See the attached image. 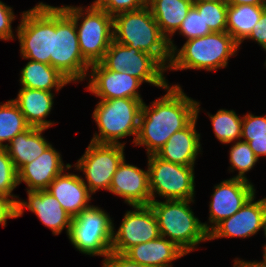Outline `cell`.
Here are the masks:
<instances>
[{"label": "cell", "mask_w": 266, "mask_h": 267, "mask_svg": "<svg viewBox=\"0 0 266 267\" xmlns=\"http://www.w3.org/2000/svg\"><path fill=\"white\" fill-rule=\"evenodd\" d=\"M165 89L167 93L152 105L142 104L134 145H144L147 156L156 154L173 133L184 129L197 117V101L188 97L180 85L168 84Z\"/></svg>", "instance_id": "1"}, {"label": "cell", "mask_w": 266, "mask_h": 267, "mask_svg": "<svg viewBox=\"0 0 266 267\" xmlns=\"http://www.w3.org/2000/svg\"><path fill=\"white\" fill-rule=\"evenodd\" d=\"M113 40L154 56L168 70L171 62L168 39L161 33L148 5L114 15Z\"/></svg>", "instance_id": "2"}, {"label": "cell", "mask_w": 266, "mask_h": 267, "mask_svg": "<svg viewBox=\"0 0 266 267\" xmlns=\"http://www.w3.org/2000/svg\"><path fill=\"white\" fill-rule=\"evenodd\" d=\"M171 51L169 70L205 69L217 71L225 68L228 59L238 52L239 44L226 32H212L203 37L188 40L177 49L172 39L168 40Z\"/></svg>", "instance_id": "3"}, {"label": "cell", "mask_w": 266, "mask_h": 267, "mask_svg": "<svg viewBox=\"0 0 266 267\" xmlns=\"http://www.w3.org/2000/svg\"><path fill=\"white\" fill-rule=\"evenodd\" d=\"M194 200H165L150 202L159 226L160 236L167 237L186 254L200 242L209 241L203 223L190 208Z\"/></svg>", "instance_id": "4"}, {"label": "cell", "mask_w": 266, "mask_h": 267, "mask_svg": "<svg viewBox=\"0 0 266 267\" xmlns=\"http://www.w3.org/2000/svg\"><path fill=\"white\" fill-rule=\"evenodd\" d=\"M143 99L116 98L100 100L93 111L99 134L95 133L92 142L101 144H122L119 142L127 136L137 138L139 118L142 110Z\"/></svg>", "instance_id": "5"}, {"label": "cell", "mask_w": 266, "mask_h": 267, "mask_svg": "<svg viewBox=\"0 0 266 267\" xmlns=\"http://www.w3.org/2000/svg\"><path fill=\"white\" fill-rule=\"evenodd\" d=\"M51 66L73 83L84 81L90 69L80 50L75 22L60 6H53Z\"/></svg>", "instance_id": "6"}, {"label": "cell", "mask_w": 266, "mask_h": 267, "mask_svg": "<svg viewBox=\"0 0 266 267\" xmlns=\"http://www.w3.org/2000/svg\"><path fill=\"white\" fill-rule=\"evenodd\" d=\"M62 8L75 22L83 58L90 65L99 63L113 41V16L93 3L85 11L80 6L63 5Z\"/></svg>", "instance_id": "7"}, {"label": "cell", "mask_w": 266, "mask_h": 267, "mask_svg": "<svg viewBox=\"0 0 266 267\" xmlns=\"http://www.w3.org/2000/svg\"><path fill=\"white\" fill-rule=\"evenodd\" d=\"M20 16L16 30L22 58L51 65L53 6L39 2Z\"/></svg>", "instance_id": "8"}, {"label": "cell", "mask_w": 266, "mask_h": 267, "mask_svg": "<svg viewBox=\"0 0 266 267\" xmlns=\"http://www.w3.org/2000/svg\"><path fill=\"white\" fill-rule=\"evenodd\" d=\"M114 228L109 214L91 205L72 218L68 238L81 253L105 257L111 253Z\"/></svg>", "instance_id": "9"}, {"label": "cell", "mask_w": 266, "mask_h": 267, "mask_svg": "<svg viewBox=\"0 0 266 267\" xmlns=\"http://www.w3.org/2000/svg\"><path fill=\"white\" fill-rule=\"evenodd\" d=\"M147 158L152 201H155L156 194L166 200H194L195 166L167 162L155 154Z\"/></svg>", "instance_id": "10"}, {"label": "cell", "mask_w": 266, "mask_h": 267, "mask_svg": "<svg viewBox=\"0 0 266 267\" xmlns=\"http://www.w3.org/2000/svg\"><path fill=\"white\" fill-rule=\"evenodd\" d=\"M100 63L108 70L125 72L142 83L165 88L168 82L164 76L167 70L154 56L112 41Z\"/></svg>", "instance_id": "11"}, {"label": "cell", "mask_w": 266, "mask_h": 267, "mask_svg": "<svg viewBox=\"0 0 266 267\" xmlns=\"http://www.w3.org/2000/svg\"><path fill=\"white\" fill-rule=\"evenodd\" d=\"M124 145L101 144L90 141L84 155L75 163V170L82 171L87 182L83 183L91 193L99 189L109 191L113 175L125 159Z\"/></svg>", "instance_id": "12"}, {"label": "cell", "mask_w": 266, "mask_h": 267, "mask_svg": "<svg viewBox=\"0 0 266 267\" xmlns=\"http://www.w3.org/2000/svg\"><path fill=\"white\" fill-rule=\"evenodd\" d=\"M126 211L122 223L113 231L111 252L124 254L132 246L149 242L160 236L156 215L148 206H133Z\"/></svg>", "instance_id": "13"}, {"label": "cell", "mask_w": 266, "mask_h": 267, "mask_svg": "<svg viewBox=\"0 0 266 267\" xmlns=\"http://www.w3.org/2000/svg\"><path fill=\"white\" fill-rule=\"evenodd\" d=\"M255 193L251 182L234 177L214 186L209 202L208 220L211 224L203 223L205 230L209 233L222 220L234 215Z\"/></svg>", "instance_id": "14"}, {"label": "cell", "mask_w": 266, "mask_h": 267, "mask_svg": "<svg viewBox=\"0 0 266 267\" xmlns=\"http://www.w3.org/2000/svg\"><path fill=\"white\" fill-rule=\"evenodd\" d=\"M253 195L239 211L218 223L209 233L208 239L247 238L263 229L266 217V197L255 201Z\"/></svg>", "instance_id": "15"}, {"label": "cell", "mask_w": 266, "mask_h": 267, "mask_svg": "<svg viewBox=\"0 0 266 267\" xmlns=\"http://www.w3.org/2000/svg\"><path fill=\"white\" fill-rule=\"evenodd\" d=\"M89 73L88 91L100 100L116 98L142 99L137 91L142 82L125 72H116L106 69L100 62L91 64Z\"/></svg>", "instance_id": "16"}, {"label": "cell", "mask_w": 266, "mask_h": 267, "mask_svg": "<svg viewBox=\"0 0 266 267\" xmlns=\"http://www.w3.org/2000/svg\"><path fill=\"white\" fill-rule=\"evenodd\" d=\"M28 200L18 199L15 218L23 216L24 208L33 212L52 234L59 235L66 227L69 235L72 217L62 208L58 200L47 190L27 191Z\"/></svg>", "instance_id": "17"}, {"label": "cell", "mask_w": 266, "mask_h": 267, "mask_svg": "<svg viewBox=\"0 0 266 267\" xmlns=\"http://www.w3.org/2000/svg\"><path fill=\"white\" fill-rule=\"evenodd\" d=\"M109 192L124 198L130 206L150 205L149 173L124 159L113 175Z\"/></svg>", "instance_id": "18"}, {"label": "cell", "mask_w": 266, "mask_h": 267, "mask_svg": "<svg viewBox=\"0 0 266 267\" xmlns=\"http://www.w3.org/2000/svg\"><path fill=\"white\" fill-rule=\"evenodd\" d=\"M71 167L69 163L64 166L61 154L51 144L39 157L18 171V183L24 182L27 191L46 190L59 174Z\"/></svg>", "instance_id": "19"}, {"label": "cell", "mask_w": 266, "mask_h": 267, "mask_svg": "<svg viewBox=\"0 0 266 267\" xmlns=\"http://www.w3.org/2000/svg\"><path fill=\"white\" fill-rule=\"evenodd\" d=\"M199 111L200 103L197 101V117L187 127L173 133L157 151V157L184 166L195 165L197 155L201 152L200 134L195 129Z\"/></svg>", "instance_id": "20"}, {"label": "cell", "mask_w": 266, "mask_h": 267, "mask_svg": "<svg viewBox=\"0 0 266 267\" xmlns=\"http://www.w3.org/2000/svg\"><path fill=\"white\" fill-rule=\"evenodd\" d=\"M72 217H77L84 209L90 207L92 193L83 183V178L72 173L59 174L46 189Z\"/></svg>", "instance_id": "21"}, {"label": "cell", "mask_w": 266, "mask_h": 267, "mask_svg": "<svg viewBox=\"0 0 266 267\" xmlns=\"http://www.w3.org/2000/svg\"><path fill=\"white\" fill-rule=\"evenodd\" d=\"M124 255L146 267H172V261L186 253L163 236L129 248Z\"/></svg>", "instance_id": "22"}, {"label": "cell", "mask_w": 266, "mask_h": 267, "mask_svg": "<svg viewBox=\"0 0 266 267\" xmlns=\"http://www.w3.org/2000/svg\"><path fill=\"white\" fill-rule=\"evenodd\" d=\"M54 94L45 90L21 88L16 99H12L19 107L26 122L33 127L49 128L54 121L45 118L50 114L53 107Z\"/></svg>", "instance_id": "23"}, {"label": "cell", "mask_w": 266, "mask_h": 267, "mask_svg": "<svg viewBox=\"0 0 266 267\" xmlns=\"http://www.w3.org/2000/svg\"><path fill=\"white\" fill-rule=\"evenodd\" d=\"M47 128L30 126L27 130L16 135L5 147L13 165L19 171L25 164L39 157L51 144L43 137L42 132Z\"/></svg>", "instance_id": "24"}, {"label": "cell", "mask_w": 266, "mask_h": 267, "mask_svg": "<svg viewBox=\"0 0 266 267\" xmlns=\"http://www.w3.org/2000/svg\"><path fill=\"white\" fill-rule=\"evenodd\" d=\"M194 0H147L161 33L169 40L180 28Z\"/></svg>", "instance_id": "25"}, {"label": "cell", "mask_w": 266, "mask_h": 267, "mask_svg": "<svg viewBox=\"0 0 266 267\" xmlns=\"http://www.w3.org/2000/svg\"><path fill=\"white\" fill-rule=\"evenodd\" d=\"M71 83L51 65L30 60L20 72L21 88L59 91L66 84Z\"/></svg>", "instance_id": "26"}, {"label": "cell", "mask_w": 266, "mask_h": 267, "mask_svg": "<svg viewBox=\"0 0 266 267\" xmlns=\"http://www.w3.org/2000/svg\"><path fill=\"white\" fill-rule=\"evenodd\" d=\"M266 5H230L227 7L226 31L241 45L260 20Z\"/></svg>", "instance_id": "27"}, {"label": "cell", "mask_w": 266, "mask_h": 267, "mask_svg": "<svg viewBox=\"0 0 266 267\" xmlns=\"http://www.w3.org/2000/svg\"><path fill=\"white\" fill-rule=\"evenodd\" d=\"M29 127L30 125L13 100L0 105V148H5L16 135ZM6 141L8 143L3 144Z\"/></svg>", "instance_id": "28"}, {"label": "cell", "mask_w": 266, "mask_h": 267, "mask_svg": "<svg viewBox=\"0 0 266 267\" xmlns=\"http://www.w3.org/2000/svg\"><path fill=\"white\" fill-rule=\"evenodd\" d=\"M215 137L222 144L241 140L242 118L234 110L220 109L215 115L209 114Z\"/></svg>", "instance_id": "29"}, {"label": "cell", "mask_w": 266, "mask_h": 267, "mask_svg": "<svg viewBox=\"0 0 266 267\" xmlns=\"http://www.w3.org/2000/svg\"><path fill=\"white\" fill-rule=\"evenodd\" d=\"M234 145L230 148L229 161L231 163L230 170H238V174L234 178H239L243 180H248L245 173L252 170L256 165L259 158L254 154L253 150L250 148L248 142L238 140L234 141Z\"/></svg>", "instance_id": "30"}, {"label": "cell", "mask_w": 266, "mask_h": 267, "mask_svg": "<svg viewBox=\"0 0 266 267\" xmlns=\"http://www.w3.org/2000/svg\"><path fill=\"white\" fill-rule=\"evenodd\" d=\"M193 5L202 13L205 25L212 32H226L227 2L194 0Z\"/></svg>", "instance_id": "31"}, {"label": "cell", "mask_w": 266, "mask_h": 267, "mask_svg": "<svg viewBox=\"0 0 266 267\" xmlns=\"http://www.w3.org/2000/svg\"><path fill=\"white\" fill-rule=\"evenodd\" d=\"M18 185V170L13 165V161L6 149L0 148V195L16 205L19 197L13 195L12 191ZM14 198H16V200Z\"/></svg>", "instance_id": "32"}, {"label": "cell", "mask_w": 266, "mask_h": 267, "mask_svg": "<svg viewBox=\"0 0 266 267\" xmlns=\"http://www.w3.org/2000/svg\"><path fill=\"white\" fill-rule=\"evenodd\" d=\"M178 32L180 35L184 36L187 41L212 33L208 25H205L202 13H199L194 5L189 9Z\"/></svg>", "instance_id": "33"}, {"label": "cell", "mask_w": 266, "mask_h": 267, "mask_svg": "<svg viewBox=\"0 0 266 267\" xmlns=\"http://www.w3.org/2000/svg\"><path fill=\"white\" fill-rule=\"evenodd\" d=\"M93 4L109 15L138 10L147 5V0H95Z\"/></svg>", "instance_id": "34"}, {"label": "cell", "mask_w": 266, "mask_h": 267, "mask_svg": "<svg viewBox=\"0 0 266 267\" xmlns=\"http://www.w3.org/2000/svg\"><path fill=\"white\" fill-rule=\"evenodd\" d=\"M266 136V115L255 116L248 113L243 116L241 137Z\"/></svg>", "instance_id": "35"}, {"label": "cell", "mask_w": 266, "mask_h": 267, "mask_svg": "<svg viewBox=\"0 0 266 267\" xmlns=\"http://www.w3.org/2000/svg\"><path fill=\"white\" fill-rule=\"evenodd\" d=\"M13 8L0 1V39L14 40L12 22L15 19Z\"/></svg>", "instance_id": "36"}, {"label": "cell", "mask_w": 266, "mask_h": 267, "mask_svg": "<svg viewBox=\"0 0 266 267\" xmlns=\"http://www.w3.org/2000/svg\"><path fill=\"white\" fill-rule=\"evenodd\" d=\"M103 267H146L130 260L124 254L111 252L104 257Z\"/></svg>", "instance_id": "37"}, {"label": "cell", "mask_w": 266, "mask_h": 267, "mask_svg": "<svg viewBox=\"0 0 266 267\" xmlns=\"http://www.w3.org/2000/svg\"><path fill=\"white\" fill-rule=\"evenodd\" d=\"M254 40L261 47L266 45V7L260 17V20L253 27L251 34L245 40Z\"/></svg>", "instance_id": "38"}, {"label": "cell", "mask_w": 266, "mask_h": 267, "mask_svg": "<svg viewBox=\"0 0 266 267\" xmlns=\"http://www.w3.org/2000/svg\"><path fill=\"white\" fill-rule=\"evenodd\" d=\"M10 218H15V205L10 200L0 195V225L5 227L7 220Z\"/></svg>", "instance_id": "39"}, {"label": "cell", "mask_w": 266, "mask_h": 267, "mask_svg": "<svg viewBox=\"0 0 266 267\" xmlns=\"http://www.w3.org/2000/svg\"><path fill=\"white\" fill-rule=\"evenodd\" d=\"M241 138H244L243 141L248 142L250 148L258 158L261 156L266 157V136Z\"/></svg>", "instance_id": "40"}, {"label": "cell", "mask_w": 266, "mask_h": 267, "mask_svg": "<svg viewBox=\"0 0 266 267\" xmlns=\"http://www.w3.org/2000/svg\"><path fill=\"white\" fill-rule=\"evenodd\" d=\"M238 259V260H237ZM233 267H266V263L264 260L262 261H244L240 260L239 258H236L234 260V265Z\"/></svg>", "instance_id": "41"}, {"label": "cell", "mask_w": 266, "mask_h": 267, "mask_svg": "<svg viewBox=\"0 0 266 267\" xmlns=\"http://www.w3.org/2000/svg\"><path fill=\"white\" fill-rule=\"evenodd\" d=\"M227 3L230 5H266V0H228Z\"/></svg>", "instance_id": "42"}, {"label": "cell", "mask_w": 266, "mask_h": 267, "mask_svg": "<svg viewBox=\"0 0 266 267\" xmlns=\"http://www.w3.org/2000/svg\"><path fill=\"white\" fill-rule=\"evenodd\" d=\"M263 231H264V235H265V237H266V217H265V220H264ZM263 248H266V244L264 245Z\"/></svg>", "instance_id": "43"}, {"label": "cell", "mask_w": 266, "mask_h": 267, "mask_svg": "<svg viewBox=\"0 0 266 267\" xmlns=\"http://www.w3.org/2000/svg\"><path fill=\"white\" fill-rule=\"evenodd\" d=\"M201 1H211V2H228V0H201Z\"/></svg>", "instance_id": "44"}, {"label": "cell", "mask_w": 266, "mask_h": 267, "mask_svg": "<svg viewBox=\"0 0 266 267\" xmlns=\"http://www.w3.org/2000/svg\"><path fill=\"white\" fill-rule=\"evenodd\" d=\"M264 253H263V260L265 261L266 263V248L263 249Z\"/></svg>", "instance_id": "45"}, {"label": "cell", "mask_w": 266, "mask_h": 267, "mask_svg": "<svg viewBox=\"0 0 266 267\" xmlns=\"http://www.w3.org/2000/svg\"><path fill=\"white\" fill-rule=\"evenodd\" d=\"M262 48L264 49V51H266V45H264ZM264 64H265V67H266V61H265Z\"/></svg>", "instance_id": "46"}]
</instances>
